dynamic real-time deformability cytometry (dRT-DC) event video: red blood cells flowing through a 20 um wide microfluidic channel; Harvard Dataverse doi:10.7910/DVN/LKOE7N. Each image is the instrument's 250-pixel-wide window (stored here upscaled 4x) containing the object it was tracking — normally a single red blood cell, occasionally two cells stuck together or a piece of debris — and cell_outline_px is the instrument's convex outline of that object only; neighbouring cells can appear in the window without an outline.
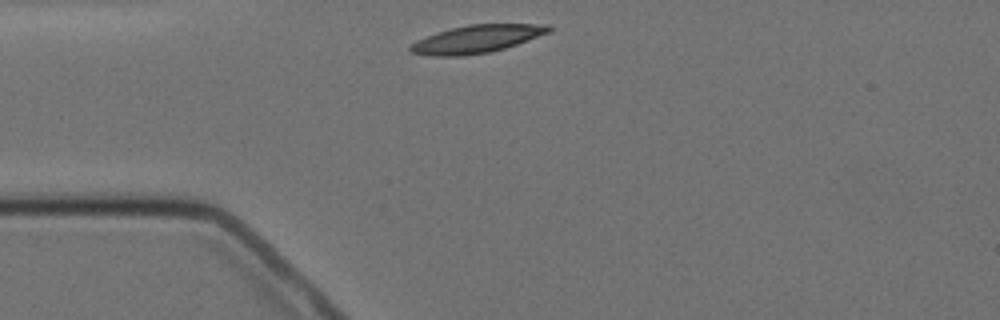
{"species": "Egyptian fruit bat (a non-hibernating species)", "species_latin": "Rousettus aegyptiacus", "temperature_condition": "cold", "stored_images_in_passage": 2, "segment_of_instrument_passage": [2, 2], "camera_frame_rate_fps": 3000, "um_per_image_px": 0.085, "animal": {"sex": "female"}, "frame": {"image": 1, "passage_image": 2, "time_ms": 1.333, "image_size_px": [1000, 320], "cell_outline_px": [[552, 32], [504, 48], [488, 52], [460, 56], [428, 56], [412, 52], [408, 48], [416, 40], [436, 32], [468, 24], [548, 24], [552, 28]], "centroid_in_image_um": [40.53, 3.31], "position_along_channel_um": 44.5, "area_um2": 22.37}}